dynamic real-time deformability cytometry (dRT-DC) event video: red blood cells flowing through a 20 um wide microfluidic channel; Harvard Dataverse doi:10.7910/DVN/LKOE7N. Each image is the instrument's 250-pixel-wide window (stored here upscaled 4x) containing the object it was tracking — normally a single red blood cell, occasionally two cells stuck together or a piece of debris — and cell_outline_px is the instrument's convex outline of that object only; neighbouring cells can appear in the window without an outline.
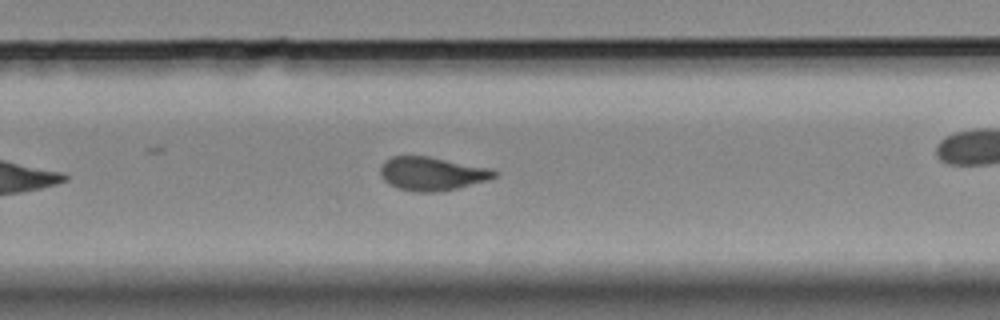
{"species": "Egyptian fruit bat (a non-hibernating species)", "species_latin": "Rousettus aegyptiacus", "temperature_condition": "room temperature", "stored_images_in_passage": 34, "camera_frame_rate_fps": 3000, "um_per_image_px": 0.085, "animal": {"sex": "female"}, "frame": {"image": 1, "passage_image": 20, "time_ms": 6.333, "image_size_px": [1000, 320], "cell_outline_px": [[500, 176], [456, 188], [436, 192], [416, 192], [396, 188], [388, 184], [384, 180], [380, 172], [380, 168], [384, 160], [392, 156], [428, 156], [492, 168], [500, 172]], "centroid_in_image_um": [36.72, 14.75], "position_along_channel_um": 293.1, "area_um2": 22.43}}